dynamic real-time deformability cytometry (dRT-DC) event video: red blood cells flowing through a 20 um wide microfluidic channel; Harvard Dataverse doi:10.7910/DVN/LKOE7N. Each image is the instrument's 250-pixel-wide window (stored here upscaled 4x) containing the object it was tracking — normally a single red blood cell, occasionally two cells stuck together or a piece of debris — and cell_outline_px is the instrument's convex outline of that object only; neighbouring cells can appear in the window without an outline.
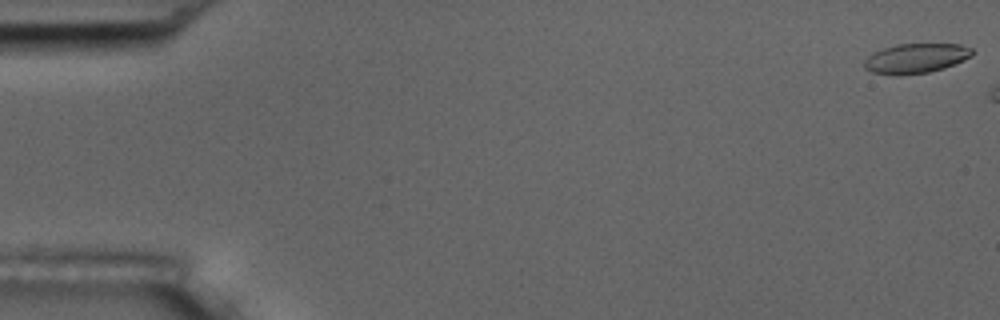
{"species": "common noctule bat (a hibernating species)", "species_latin": "Nyctalus noctula", "temperature_condition": "room temperature", "stored_images_in_passage": 14, "camera_frame_rate_fps": 3000, "um_per_image_px": 0.085, "animal": {"sex": "male", "body_mass_g": 17.5, "forearm_length_mm": 52.3}, "frame": {"image": 1, "passage_image": 1, "time_ms": 0.0, "image_size_px": [1000, 320], "cell_outline_px": [[976, 52], [972, 56], [964, 60], [944, 68], [928, 72], [872, 72], [864, 68], [864, 60], [872, 52], [896, 44], [960, 44], [972, 48]], "centroid_in_image_um": [77.92, 4.9], "position_along_channel_um": 7.1, "area_um2": 18.09}}
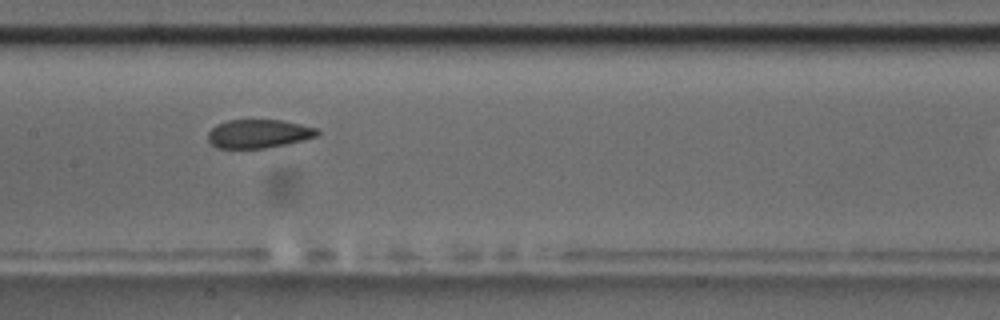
{"frame": {"image": 2, "passage_image": 8, "time_ms": 9.0, "image_size_px": [1000, 320], "cell_outline_px": [[320, 132], [316, 136], [284, 144], [264, 148], [220, 148], [212, 144], [208, 140], [208, 132], [216, 124], [228, 120], [284, 120], [316, 128]], "centroid_in_image_um": [21.95, 11.35], "position_along_channel_um": 185.5, "area_um2": 17.98}}